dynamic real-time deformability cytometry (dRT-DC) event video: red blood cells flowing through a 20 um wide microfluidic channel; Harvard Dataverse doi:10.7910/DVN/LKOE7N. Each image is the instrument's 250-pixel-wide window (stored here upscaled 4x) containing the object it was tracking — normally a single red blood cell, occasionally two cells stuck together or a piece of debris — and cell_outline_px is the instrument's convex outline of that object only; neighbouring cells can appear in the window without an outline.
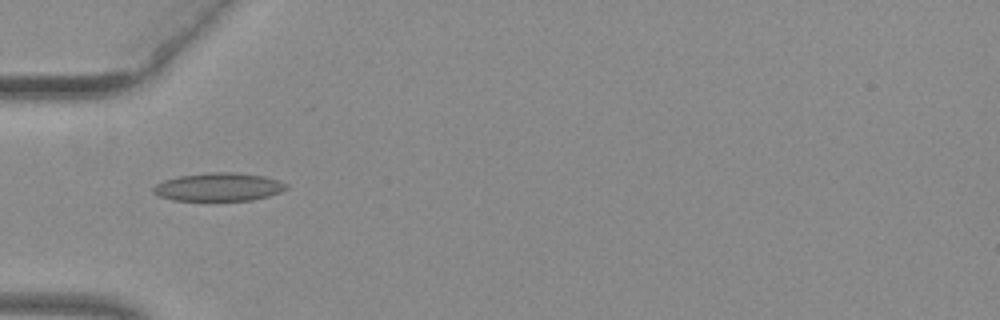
{"species": "common noctule bat (a hibernating species)", "species_latin": "Nyctalus noctula", "temperature_condition": "warm", "stored_images_in_passage": 36, "camera_frame_rate_fps": 3000, "um_per_image_px": 0.085, "animal": {"sex": "female", "body_mass_g": 29.2, "forearm_length_mm": 56.3}, "frame": {"image": 1, "passage_image": 1, "time_ms": 0.0, "image_size_px": [1000, 320], "cell_outline_px": [[288, 188], [280, 192], [268, 196], [252, 200], [172, 200], [160, 196], [152, 192], [152, 188], [156, 184], [164, 180], [180, 176], [208, 172], [236, 172], [264, 176], [288, 184]], "centroid_in_image_um": [18.58, 15.89], "position_along_channel_um": 66.4, "area_um2": 21.79}}
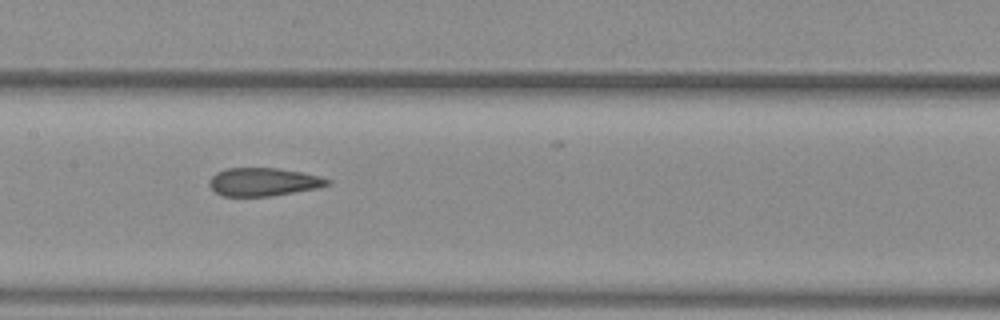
{"frame": {"image": 2, "passage_image": 10, "time_ms": 3.0, "image_size_px": [1000, 320], "cell_outline_px": [[332, 184], [316, 188], [268, 196], [224, 196], [216, 192], [208, 184], [208, 180], [216, 172], [228, 168], [276, 168], [300, 172], [320, 176], [332, 180]], "centroid_in_image_um": [22.38, 15.45], "position_along_channel_um": 185.0, "area_um2": 19.25}}
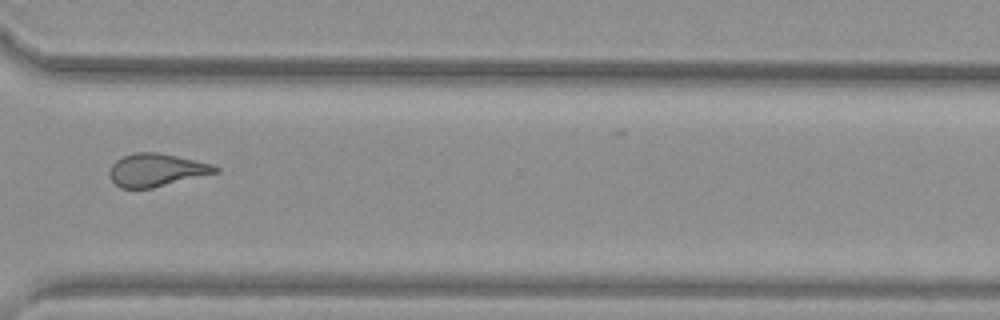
{"frame": {"image": 3, "passage_image": 23, "time_ms": 7.333, "image_size_px": [1000, 320], "cell_outline_px": [[220, 172], [152, 188], [120, 188], [108, 176], [108, 172], [112, 164], [116, 160], [124, 156], [136, 152], [156, 152], [176, 156], [212, 164], [220, 168]], "centroid_in_image_um": [13.29, 14.46], "position_along_channel_um": 357.3, "area_um2": 20.23}, "authors_computed_cell_mechanics": {"area_um2": 20.5479, "velocity_mm_per_s": 3.9838, "shape_relaxation_time_tau1_ms": null, "shape_relaxation_time_tau2_ms": 1.9608, "deformation_change_tau1": null, "deformation_change_tau2": 0.1}}